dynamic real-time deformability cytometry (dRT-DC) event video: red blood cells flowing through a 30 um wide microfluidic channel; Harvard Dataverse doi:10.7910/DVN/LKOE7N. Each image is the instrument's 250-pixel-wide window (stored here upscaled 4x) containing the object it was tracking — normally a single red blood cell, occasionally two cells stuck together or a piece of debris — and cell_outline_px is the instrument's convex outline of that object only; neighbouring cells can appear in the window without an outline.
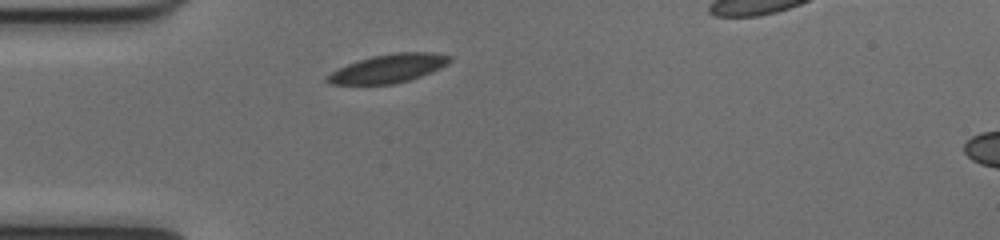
{"species": "common noctule bat (a hibernating species)", "species_latin": "Nyctalus noctula", "temperature_condition": "cold", "stored_images_in_passage": 35, "camera_frame_rate_fps": 3000, "um_per_image_px": 0.085, "animal": {"sex": "female", "body_mass_g": 17.0, "forearm_length_mm": 48.0}, "frame": {"image": 1, "passage_image": 1, "time_ms": 0.0, "image_size_px": [1000, 240], "cell_outline_px": [[452, 60], [448, 64], [440, 68], [420, 76], [408, 80], [392, 84], [332, 84], [324, 80], [332, 72], [348, 64], [372, 56], [396, 52], [432, 52], [448, 56]], "centroid_in_image_um": [33.03, 5.81], "position_along_channel_um": 52.0, "area_um2": 19.94}}
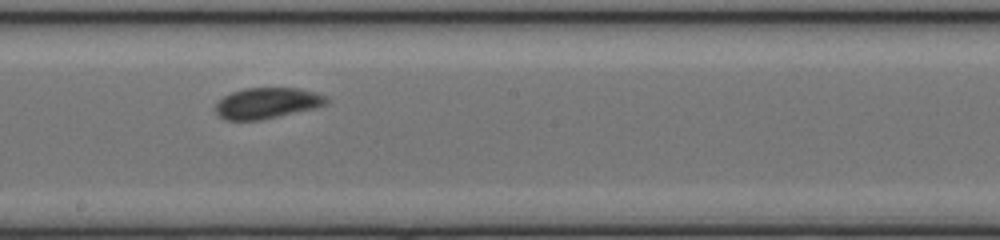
{"frame": {"image": 2, "passage_image": 15, "time_ms": 4.667, "image_size_px": [1000, 240], "cell_outline_px": [[328, 100], [324, 104], [312, 108], [260, 120], [228, 120], [220, 116], [216, 112], [216, 104], [224, 96], [232, 92], [244, 88], [296, 88], [312, 92], [324, 96]], "centroid_in_image_um": [22.64, 8.76], "position_along_channel_um": 225.6, "area_um2": 19.36}}
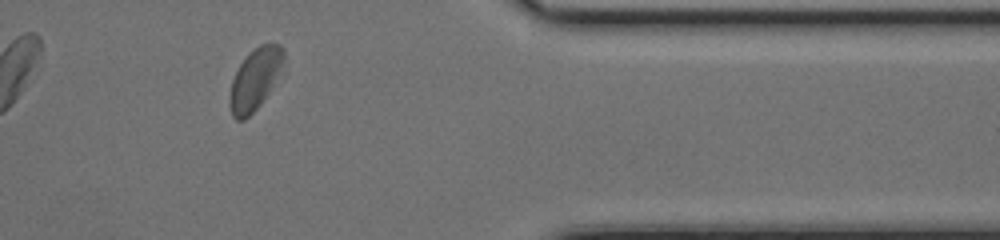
{"frame": {"image": 3, "passage_image": 29, "time_ms": 9.333, "image_size_px": [1000, 240], "cell_outline_px": [[284, 56], [260, 104], [244, 120], [236, 120], [232, 116], [228, 104], [228, 96], [232, 80], [244, 56], [248, 52], [260, 44], [280, 44], [284, 48]], "centroid_in_image_um": [21.57, 6.72], "position_along_channel_um": 389.8, "area_um2": 18.5}, "authors_computed_cell_mechanics": {"area_um2": 19.941, "velocity_mm_per_s": 3.9549, "shape_relaxation_time_tau1_ms": 4.2062, "shape_relaxation_time_tau2_ms": 2.6674, "deformation_change_tau1": 0.0869, "deformation_change_tau2": 0.0578}}